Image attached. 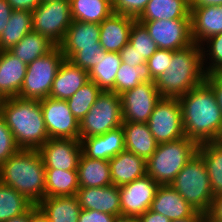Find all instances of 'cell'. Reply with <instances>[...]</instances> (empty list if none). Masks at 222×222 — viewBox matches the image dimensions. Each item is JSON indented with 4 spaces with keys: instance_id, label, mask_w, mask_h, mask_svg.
<instances>
[{
    "instance_id": "cell-1",
    "label": "cell",
    "mask_w": 222,
    "mask_h": 222,
    "mask_svg": "<svg viewBox=\"0 0 222 222\" xmlns=\"http://www.w3.org/2000/svg\"><path fill=\"white\" fill-rule=\"evenodd\" d=\"M184 134L198 145L222 140V111L212 88L202 83L178 98Z\"/></svg>"
},
{
    "instance_id": "cell-2",
    "label": "cell",
    "mask_w": 222,
    "mask_h": 222,
    "mask_svg": "<svg viewBox=\"0 0 222 222\" xmlns=\"http://www.w3.org/2000/svg\"><path fill=\"white\" fill-rule=\"evenodd\" d=\"M0 115L20 149L38 150L48 141L40 100L20 97L2 99Z\"/></svg>"
},
{
    "instance_id": "cell-3",
    "label": "cell",
    "mask_w": 222,
    "mask_h": 222,
    "mask_svg": "<svg viewBox=\"0 0 222 222\" xmlns=\"http://www.w3.org/2000/svg\"><path fill=\"white\" fill-rule=\"evenodd\" d=\"M0 182L33 205L45 198V166L38 150L20 149L0 165Z\"/></svg>"
},
{
    "instance_id": "cell-4",
    "label": "cell",
    "mask_w": 222,
    "mask_h": 222,
    "mask_svg": "<svg viewBox=\"0 0 222 222\" xmlns=\"http://www.w3.org/2000/svg\"><path fill=\"white\" fill-rule=\"evenodd\" d=\"M170 64L155 80L161 97L179 98L205 82L201 45L193 43L173 51Z\"/></svg>"
},
{
    "instance_id": "cell-5",
    "label": "cell",
    "mask_w": 222,
    "mask_h": 222,
    "mask_svg": "<svg viewBox=\"0 0 222 222\" xmlns=\"http://www.w3.org/2000/svg\"><path fill=\"white\" fill-rule=\"evenodd\" d=\"M197 150L198 144L187 136L160 143L146 161L147 175L159 185H170Z\"/></svg>"
},
{
    "instance_id": "cell-6",
    "label": "cell",
    "mask_w": 222,
    "mask_h": 222,
    "mask_svg": "<svg viewBox=\"0 0 222 222\" xmlns=\"http://www.w3.org/2000/svg\"><path fill=\"white\" fill-rule=\"evenodd\" d=\"M197 212L206 213L212 202L207 167L202 157L196 153L170 184Z\"/></svg>"
},
{
    "instance_id": "cell-7",
    "label": "cell",
    "mask_w": 222,
    "mask_h": 222,
    "mask_svg": "<svg viewBox=\"0 0 222 222\" xmlns=\"http://www.w3.org/2000/svg\"><path fill=\"white\" fill-rule=\"evenodd\" d=\"M122 124L121 97L112 91H102L80 121V139L103 135Z\"/></svg>"
},
{
    "instance_id": "cell-8",
    "label": "cell",
    "mask_w": 222,
    "mask_h": 222,
    "mask_svg": "<svg viewBox=\"0 0 222 222\" xmlns=\"http://www.w3.org/2000/svg\"><path fill=\"white\" fill-rule=\"evenodd\" d=\"M65 59L59 46L27 65L22 88L17 97L41 100L49 97L52 83Z\"/></svg>"
},
{
    "instance_id": "cell-9",
    "label": "cell",
    "mask_w": 222,
    "mask_h": 222,
    "mask_svg": "<svg viewBox=\"0 0 222 222\" xmlns=\"http://www.w3.org/2000/svg\"><path fill=\"white\" fill-rule=\"evenodd\" d=\"M33 31L59 46L72 23L70 0L42 2L32 11Z\"/></svg>"
},
{
    "instance_id": "cell-10",
    "label": "cell",
    "mask_w": 222,
    "mask_h": 222,
    "mask_svg": "<svg viewBox=\"0 0 222 222\" xmlns=\"http://www.w3.org/2000/svg\"><path fill=\"white\" fill-rule=\"evenodd\" d=\"M147 124L158 144L184 137L182 109L178 98L162 97L154 107Z\"/></svg>"
},
{
    "instance_id": "cell-11",
    "label": "cell",
    "mask_w": 222,
    "mask_h": 222,
    "mask_svg": "<svg viewBox=\"0 0 222 222\" xmlns=\"http://www.w3.org/2000/svg\"><path fill=\"white\" fill-rule=\"evenodd\" d=\"M148 30L158 49L180 50L192 45L191 19L137 20Z\"/></svg>"
},
{
    "instance_id": "cell-12",
    "label": "cell",
    "mask_w": 222,
    "mask_h": 222,
    "mask_svg": "<svg viewBox=\"0 0 222 222\" xmlns=\"http://www.w3.org/2000/svg\"><path fill=\"white\" fill-rule=\"evenodd\" d=\"M40 103L49 139L80 140V122L70 111L66 100L47 97Z\"/></svg>"
},
{
    "instance_id": "cell-13",
    "label": "cell",
    "mask_w": 222,
    "mask_h": 222,
    "mask_svg": "<svg viewBox=\"0 0 222 222\" xmlns=\"http://www.w3.org/2000/svg\"><path fill=\"white\" fill-rule=\"evenodd\" d=\"M123 122L147 123L157 102L162 98L155 82L141 83L122 93Z\"/></svg>"
},
{
    "instance_id": "cell-14",
    "label": "cell",
    "mask_w": 222,
    "mask_h": 222,
    "mask_svg": "<svg viewBox=\"0 0 222 222\" xmlns=\"http://www.w3.org/2000/svg\"><path fill=\"white\" fill-rule=\"evenodd\" d=\"M159 186L147 174L131 183L120 186L121 214L138 217L145 213L150 209Z\"/></svg>"
},
{
    "instance_id": "cell-15",
    "label": "cell",
    "mask_w": 222,
    "mask_h": 222,
    "mask_svg": "<svg viewBox=\"0 0 222 222\" xmlns=\"http://www.w3.org/2000/svg\"><path fill=\"white\" fill-rule=\"evenodd\" d=\"M45 169L77 170L82 153L80 140L51 138L38 149Z\"/></svg>"
},
{
    "instance_id": "cell-16",
    "label": "cell",
    "mask_w": 222,
    "mask_h": 222,
    "mask_svg": "<svg viewBox=\"0 0 222 222\" xmlns=\"http://www.w3.org/2000/svg\"><path fill=\"white\" fill-rule=\"evenodd\" d=\"M75 196L81 209L96 210L113 216L121 215L120 193L116 185L79 188Z\"/></svg>"
},
{
    "instance_id": "cell-17",
    "label": "cell",
    "mask_w": 222,
    "mask_h": 222,
    "mask_svg": "<svg viewBox=\"0 0 222 222\" xmlns=\"http://www.w3.org/2000/svg\"><path fill=\"white\" fill-rule=\"evenodd\" d=\"M134 17L113 12L100 25V44L106 52L119 51L129 42Z\"/></svg>"
},
{
    "instance_id": "cell-18",
    "label": "cell",
    "mask_w": 222,
    "mask_h": 222,
    "mask_svg": "<svg viewBox=\"0 0 222 222\" xmlns=\"http://www.w3.org/2000/svg\"><path fill=\"white\" fill-rule=\"evenodd\" d=\"M82 153L91 159L109 160L125 150L122 126L99 136L80 139Z\"/></svg>"
},
{
    "instance_id": "cell-19",
    "label": "cell",
    "mask_w": 222,
    "mask_h": 222,
    "mask_svg": "<svg viewBox=\"0 0 222 222\" xmlns=\"http://www.w3.org/2000/svg\"><path fill=\"white\" fill-rule=\"evenodd\" d=\"M150 210L160 213L171 221L193 217L197 211L170 185H160Z\"/></svg>"
},
{
    "instance_id": "cell-20",
    "label": "cell",
    "mask_w": 222,
    "mask_h": 222,
    "mask_svg": "<svg viewBox=\"0 0 222 222\" xmlns=\"http://www.w3.org/2000/svg\"><path fill=\"white\" fill-rule=\"evenodd\" d=\"M98 23L72 20L65 37L59 45L65 59L69 60L82 47L101 46Z\"/></svg>"
},
{
    "instance_id": "cell-21",
    "label": "cell",
    "mask_w": 222,
    "mask_h": 222,
    "mask_svg": "<svg viewBox=\"0 0 222 222\" xmlns=\"http://www.w3.org/2000/svg\"><path fill=\"white\" fill-rule=\"evenodd\" d=\"M27 65L8 50L0 51V100L17 97Z\"/></svg>"
},
{
    "instance_id": "cell-22",
    "label": "cell",
    "mask_w": 222,
    "mask_h": 222,
    "mask_svg": "<svg viewBox=\"0 0 222 222\" xmlns=\"http://www.w3.org/2000/svg\"><path fill=\"white\" fill-rule=\"evenodd\" d=\"M190 19L192 39L198 45L222 33V5L190 9Z\"/></svg>"
},
{
    "instance_id": "cell-23",
    "label": "cell",
    "mask_w": 222,
    "mask_h": 222,
    "mask_svg": "<svg viewBox=\"0 0 222 222\" xmlns=\"http://www.w3.org/2000/svg\"><path fill=\"white\" fill-rule=\"evenodd\" d=\"M89 81L88 72L64 59L52 83L49 97L68 100Z\"/></svg>"
},
{
    "instance_id": "cell-24",
    "label": "cell",
    "mask_w": 222,
    "mask_h": 222,
    "mask_svg": "<svg viewBox=\"0 0 222 222\" xmlns=\"http://www.w3.org/2000/svg\"><path fill=\"white\" fill-rule=\"evenodd\" d=\"M112 184L120 187L147 174L146 160L124 150L109 159Z\"/></svg>"
},
{
    "instance_id": "cell-25",
    "label": "cell",
    "mask_w": 222,
    "mask_h": 222,
    "mask_svg": "<svg viewBox=\"0 0 222 222\" xmlns=\"http://www.w3.org/2000/svg\"><path fill=\"white\" fill-rule=\"evenodd\" d=\"M125 150L146 161L156 151L158 143L150 132L147 123L123 122Z\"/></svg>"
},
{
    "instance_id": "cell-26",
    "label": "cell",
    "mask_w": 222,
    "mask_h": 222,
    "mask_svg": "<svg viewBox=\"0 0 222 222\" xmlns=\"http://www.w3.org/2000/svg\"><path fill=\"white\" fill-rule=\"evenodd\" d=\"M77 170L79 188L112 185L109 160L91 159L81 153Z\"/></svg>"
},
{
    "instance_id": "cell-27",
    "label": "cell",
    "mask_w": 222,
    "mask_h": 222,
    "mask_svg": "<svg viewBox=\"0 0 222 222\" xmlns=\"http://www.w3.org/2000/svg\"><path fill=\"white\" fill-rule=\"evenodd\" d=\"M37 206L50 222H78L81 206L76 196L45 197Z\"/></svg>"
},
{
    "instance_id": "cell-28",
    "label": "cell",
    "mask_w": 222,
    "mask_h": 222,
    "mask_svg": "<svg viewBox=\"0 0 222 222\" xmlns=\"http://www.w3.org/2000/svg\"><path fill=\"white\" fill-rule=\"evenodd\" d=\"M190 19L189 0H149L136 20Z\"/></svg>"
},
{
    "instance_id": "cell-29",
    "label": "cell",
    "mask_w": 222,
    "mask_h": 222,
    "mask_svg": "<svg viewBox=\"0 0 222 222\" xmlns=\"http://www.w3.org/2000/svg\"><path fill=\"white\" fill-rule=\"evenodd\" d=\"M197 153L207 167L213 197L222 195V140L199 144Z\"/></svg>"
},
{
    "instance_id": "cell-30",
    "label": "cell",
    "mask_w": 222,
    "mask_h": 222,
    "mask_svg": "<svg viewBox=\"0 0 222 222\" xmlns=\"http://www.w3.org/2000/svg\"><path fill=\"white\" fill-rule=\"evenodd\" d=\"M78 189V170L45 169V197L74 196Z\"/></svg>"
},
{
    "instance_id": "cell-31",
    "label": "cell",
    "mask_w": 222,
    "mask_h": 222,
    "mask_svg": "<svg viewBox=\"0 0 222 222\" xmlns=\"http://www.w3.org/2000/svg\"><path fill=\"white\" fill-rule=\"evenodd\" d=\"M55 47L56 45L47 37L31 31L8 51L28 65L36 58L49 53Z\"/></svg>"
},
{
    "instance_id": "cell-32",
    "label": "cell",
    "mask_w": 222,
    "mask_h": 222,
    "mask_svg": "<svg viewBox=\"0 0 222 222\" xmlns=\"http://www.w3.org/2000/svg\"><path fill=\"white\" fill-rule=\"evenodd\" d=\"M121 62L119 53L105 51L98 64L88 71L89 80L96 83L102 91L115 93V78Z\"/></svg>"
},
{
    "instance_id": "cell-33",
    "label": "cell",
    "mask_w": 222,
    "mask_h": 222,
    "mask_svg": "<svg viewBox=\"0 0 222 222\" xmlns=\"http://www.w3.org/2000/svg\"><path fill=\"white\" fill-rule=\"evenodd\" d=\"M72 20L100 24L113 11L111 0H70Z\"/></svg>"
},
{
    "instance_id": "cell-34",
    "label": "cell",
    "mask_w": 222,
    "mask_h": 222,
    "mask_svg": "<svg viewBox=\"0 0 222 222\" xmlns=\"http://www.w3.org/2000/svg\"><path fill=\"white\" fill-rule=\"evenodd\" d=\"M32 11L13 10L8 24L0 36V51L9 50L26 34L33 31Z\"/></svg>"
},
{
    "instance_id": "cell-35",
    "label": "cell",
    "mask_w": 222,
    "mask_h": 222,
    "mask_svg": "<svg viewBox=\"0 0 222 222\" xmlns=\"http://www.w3.org/2000/svg\"><path fill=\"white\" fill-rule=\"evenodd\" d=\"M155 82L152 78L147 62L135 67L121 62L115 78V93L119 96L141 83Z\"/></svg>"
},
{
    "instance_id": "cell-36",
    "label": "cell",
    "mask_w": 222,
    "mask_h": 222,
    "mask_svg": "<svg viewBox=\"0 0 222 222\" xmlns=\"http://www.w3.org/2000/svg\"><path fill=\"white\" fill-rule=\"evenodd\" d=\"M33 204L13 187L0 182V222L25 213Z\"/></svg>"
},
{
    "instance_id": "cell-37",
    "label": "cell",
    "mask_w": 222,
    "mask_h": 222,
    "mask_svg": "<svg viewBox=\"0 0 222 222\" xmlns=\"http://www.w3.org/2000/svg\"><path fill=\"white\" fill-rule=\"evenodd\" d=\"M101 92L99 86L89 80L66 100L70 111L79 122L89 112Z\"/></svg>"
},
{
    "instance_id": "cell-38",
    "label": "cell",
    "mask_w": 222,
    "mask_h": 222,
    "mask_svg": "<svg viewBox=\"0 0 222 222\" xmlns=\"http://www.w3.org/2000/svg\"><path fill=\"white\" fill-rule=\"evenodd\" d=\"M201 47L206 75L222 73V33L209 37Z\"/></svg>"
},
{
    "instance_id": "cell-39",
    "label": "cell",
    "mask_w": 222,
    "mask_h": 222,
    "mask_svg": "<svg viewBox=\"0 0 222 222\" xmlns=\"http://www.w3.org/2000/svg\"><path fill=\"white\" fill-rule=\"evenodd\" d=\"M129 43L146 61L158 50V47L150 37L148 30L137 20L131 27Z\"/></svg>"
},
{
    "instance_id": "cell-40",
    "label": "cell",
    "mask_w": 222,
    "mask_h": 222,
    "mask_svg": "<svg viewBox=\"0 0 222 222\" xmlns=\"http://www.w3.org/2000/svg\"><path fill=\"white\" fill-rule=\"evenodd\" d=\"M105 50L102 46L82 47L69 60L76 66L85 69L87 72L93 68L101 59Z\"/></svg>"
},
{
    "instance_id": "cell-41",
    "label": "cell",
    "mask_w": 222,
    "mask_h": 222,
    "mask_svg": "<svg viewBox=\"0 0 222 222\" xmlns=\"http://www.w3.org/2000/svg\"><path fill=\"white\" fill-rule=\"evenodd\" d=\"M19 150L11 130L0 115V165Z\"/></svg>"
},
{
    "instance_id": "cell-42",
    "label": "cell",
    "mask_w": 222,
    "mask_h": 222,
    "mask_svg": "<svg viewBox=\"0 0 222 222\" xmlns=\"http://www.w3.org/2000/svg\"><path fill=\"white\" fill-rule=\"evenodd\" d=\"M173 51L158 49L148 60V68L151 76L156 80L171 65Z\"/></svg>"
},
{
    "instance_id": "cell-43",
    "label": "cell",
    "mask_w": 222,
    "mask_h": 222,
    "mask_svg": "<svg viewBox=\"0 0 222 222\" xmlns=\"http://www.w3.org/2000/svg\"><path fill=\"white\" fill-rule=\"evenodd\" d=\"M149 0H113V11L137 19L146 8Z\"/></svg>"
},
{
    "instance_id": "cell-44",
    "label": "cell",
    "mask_w": 222,
    "mask_h": 222,
    "mask_svg": "<svg viewBox=\"0 0 222 222\" xmlns=\"http://www.w3.org/2000/svg\"><path fill=\"white\" fill-rule=\"evenodd\" d=\"M119 54L122 62L132 67L147 62L129 42L119 51Z\"/></svg>"
},
{
    "instance_id": "cell-45",
    "label": "cell",
    "mask_w": 222,
    "mask_h": 222,
    "mask_svg": "<svg viewBox=\"0 0 222 222\" xmlns=\"http://www.w3.org/2000/svg\"><path fill=\"white\" fill-rule=\"evenodd\" d=\"M115 216L96 210L81 209L78 222H113Z\"/></svg>"
},
{
    "instance_id": "cell-46",
    "label": "cell",
    "mask_w": 222,
    "mask_h": 222,
    "mask_svg": "<svg viewBox=\"0 0 222 222\" xmlns=\"http://www.w3.org/2000/svg\"><path fill=\"white\" fill-rule=\"evenodd\" d=\"M205 82L214 91L217 103L222 111V73H212L206 75Z\"/></svg>"
},
{
    "instance_id": "cell-47",
    "label": "cell",
    "mask_w": 222,
    "mask_h": 222,
    "mask_svg": "<svg viewBox=\"0 0 222 222\" xmlns=\"http://www.w3.org/2000/svg\"><path fill=\"white\" fill-rule=\"evenodd\" d=\"M206 214L217 222H222V195H218L212 199L209 210Z\"/></svg>"
},
{
    "instance_id": "cell-48",
    "label": "cell",
    "mask_w": 222,
    "mask_h": 222,
    "mask_svg": "<svg viewBox=\"0 0 222 222\" xmlns=\"http://www.w3.org/2000/svg\"><path fill=\"white\" fill-rule=\"evenodd\" d=\"M13 10H35L42 0H7Z\"/></svg>"
},
{
    "instance_id": "cell-49",
    "label": "cell",
    "mask_w": 222,
    "mask_h": 222,
    "mask_svg": "<svg viewBox=\"0 0 222 222\" xmlns=\"http://www.w3.org/2000/svg\"><path fill=\"white\" fill-rule=\"evenodd\" d=\"M12 12L13 8L10 6L7 0H0V36L7 26Z\"/></svg>"
},
{
    "instance_id": "cell-50",
    "label": "cell",
    "mask_w": 222,
    "mask_h": 222,
    "mask_svg": "<svg viewBox=\"0 0 222 222\" xmlns=\"http://www.w3.org/2000/svg\"><path fill=\"white\" fill-rule=\"evenodd\" d=\"M138 219L139 222H171V220L166 216L156 213L150 209L138 216Z\"/></svg>"
},
{
    "instance_id": "cell-51",
    "label": "cell",
    "mask_w": 222,
    "mask_h": 222,
    "mask_svg": "<svg viewBox=\"0 0 222 222\" xmlns=\"http://www.w3.org/2000/svg\"><path fill=\"white\" fill-rule=\"evenodd\" d=\"M28 222H50V221L37 205H32L29 208Z\"/></svg>"
},
{
    "instance_id": "cell-52",
    "label": "cell",
    "mask_w": 222,
    "mask_h": 222,
    "mask_svg": "<svg viewBox=\"0 0 222 222\" xmlns=\"http://www.w3.org/2000/svg\"><path fill=\"white\" fill-rule=\"evenodd\" d=\"M222 5V0H189V8L194 9L197 7L218 6Z\"/></svg>"
},
{
    "instance_id": "cell-53",
    "label": "cell",
    "mask_w": 222,
    "mask_h": 222,
    "mask_svg": "<svg viewBox=\"0 0 222 222\" xmlns=\"http://www.w3.org/2000/svg\"><path fill=\"white\" fill-rule=\"evenodd\" d=\"M171 222H204V213L197 212L193 217L181 220H173Z\"/></svg>"
},
{
    "instance_id": "cell-54",
    "label": "cell",
    "mask_w": 222,
    "mask_h": 222,
    "mask_svg": "<svg viewBox=\"0 0 222 222\" xmlns=\"http://www.w3.org/2000/svg\"><path fill=\"white\" fill-rule=\"evenodd\" d=\"M113 222H139L137 216H129V215H117L115 216Z\"/></svg>"
},
{
    "instance_id": "cell-55",
    "label": "cell",
    "mask_w": 222,
    "mask_h": 222,
    "mask_svg": "<svg viewBox=\"0 0 222 222\" xmlns=\"http://www.w3.org/2000/svg\"><path fill=\"white\" fill-rule=\"evenodd\" d=\"M28 219H29V209L25 213L19 216L13 217L7 220L6 222H28Z\"/></svg>"
},
{
    "instance_id": "cell-56",
    "label": "cell",
    "mask_w": 222,
    "mask_h": 222,
    "mask_svg": "<svg viewBox=\"0 0 222 222\" xmlns=\"http://www.w3.org/2000/svg\"><path fill=\"white\" fill-rule=\"evenodd\" d=\"M204 222H217V221L211 219L206 213H204Z\"/></svg>"
},
{
    "instance_id": "cell-57",
    "label": "cell",
    "mask_w": 222,
    "mask_h": 222,
    "mask_svg": "<svg viewBox=\"0 0 222 222\" xmlns=\"http://www.w3.org/2000/svg\"><path fill=\"white\" fill-rule=\"evenodd\" d=\"M46 1H58V0H42V2H46Z\"/></svg>"
}]
</instances>
